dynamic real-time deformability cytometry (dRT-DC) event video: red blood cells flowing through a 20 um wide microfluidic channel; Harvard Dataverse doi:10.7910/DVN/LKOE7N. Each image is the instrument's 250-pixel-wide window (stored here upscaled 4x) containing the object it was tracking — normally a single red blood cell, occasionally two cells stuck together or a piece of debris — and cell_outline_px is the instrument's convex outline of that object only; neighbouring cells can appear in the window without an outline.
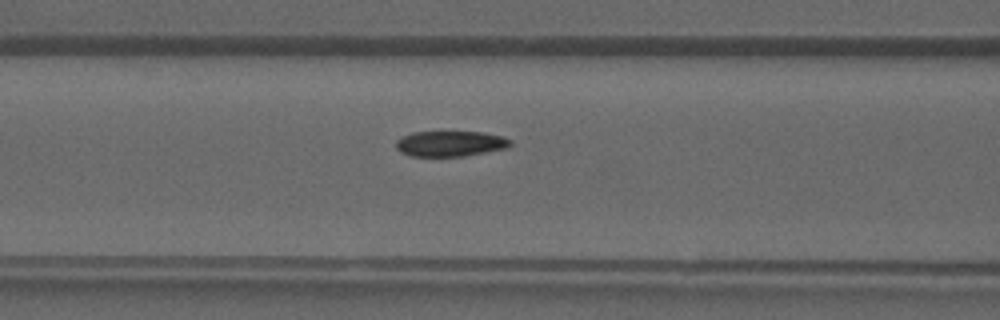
{"species": "common noctule bat (a hibernating species)", "species_latin": "Nyctalus noctula", "temperature_condition": "warm", "stored_images_in_passage": 29, "camera_frame_rate_fps": 3000, "um_per_image_px": 0.085, "animal": {"sex": "male", "forearm_length_mm": 52.5}, "frame": {"image": 1, "passage_image": 7, "time_ms": 2.0, "image_size_px": [1000, 320], "cell_outline_px": [[512, 144], [508, 148], [464, 156], [412, 156], [400, 152], [396, 148], [396, 140], [412, 132], [484, 132], [500, 136], [512, 140]], "centroid_in_image_um": [38.29, 12.21], "position_along_channel_um": 128.3, "area_um2": 16.99}}
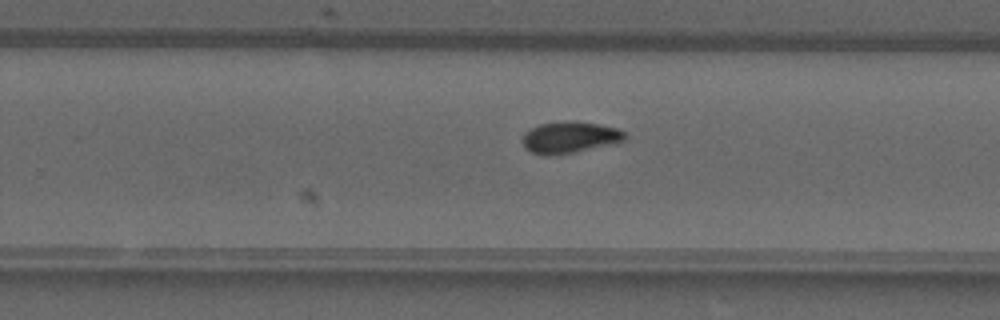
{"frame": {"image": 2, "passage_image": 16, "time_ms": 5.0, "image_size_px": [1000, 320], "cell_outline_px": [[624, 140], [572, 152], [552, 156], [540, 156], [524, 148], [520, 140], [524, 132], [540, 124], [572, 120], [600, 124], [620, 128], [624, 132]], "centroid_in_image_um": [48.34, 11.67], "position_along_channel_um": 281.5, "area_um2": 18.79}}
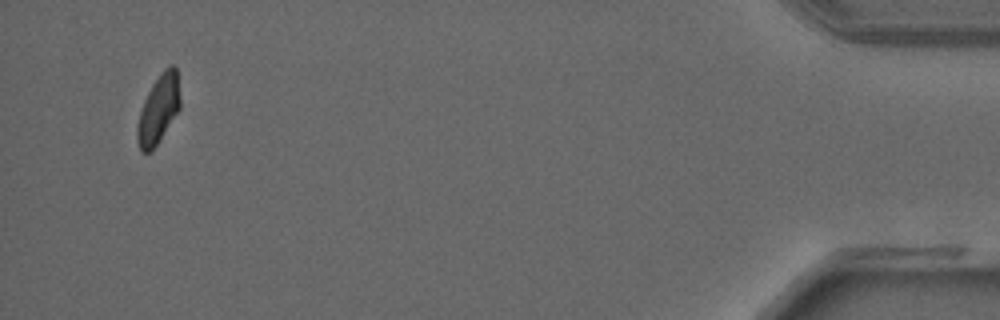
{"frame": {"image": 3, "passage_image": 29, "time_ms": 9.333, "image_size_px": [1000, 320], "cell_outline_px": [[180, 108], [152, 152], [140, 152], [136, 140], [136, 128], [140, 112], [144, 100], [152, 84], [164, 68], [172, 64], [176, 68], [180, 96]], "centroid_in_image_um": [13.45, 9.31], "position_along_channel_um": 421.7, "area_um2": 17.17}}